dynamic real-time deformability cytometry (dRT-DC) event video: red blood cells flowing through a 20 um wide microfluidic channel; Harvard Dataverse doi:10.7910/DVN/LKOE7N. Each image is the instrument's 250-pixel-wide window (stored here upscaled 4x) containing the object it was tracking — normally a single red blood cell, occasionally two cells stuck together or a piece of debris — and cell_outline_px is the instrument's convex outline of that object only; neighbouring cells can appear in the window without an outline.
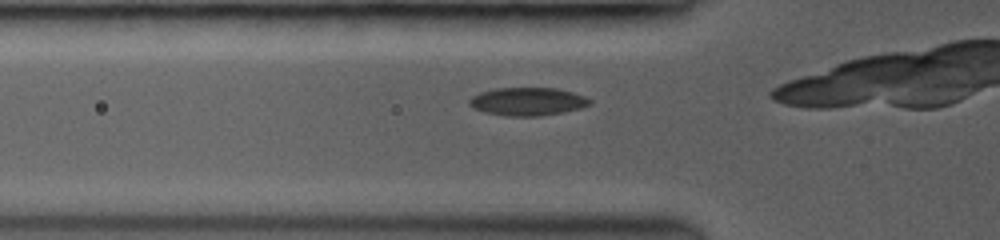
{"species": "common noctule bat (a hibernating species)", "species_latin": "Nyctalus noctula", "temperature_condition": "room temperature", "stored_images_in_passage": 17, "camera_frame_rate_fps": 3500, "um_per_image_px": 0.085, "animal": {"sex": "female", "body_mass_g": 19.0, "forearm_length_mm": 53.3}, "frame": {"image": 1, "passage_image": 6, "time_ms": 1.429, "image_size_px": [1000, 240], "cell_outline_px": [[592, 104], [580, 108], [560, 112], [536, 116], [508, 116], [484, 112], [468, 104], [468, 100], [472, 96], [480, 92], [496, 88], [556, 88], [572, 92], [592, 100]], "centroid_in_image_um": [44.82, 8.62], "position_along_channel_um": 81.0, "area_um2": 19.48}}
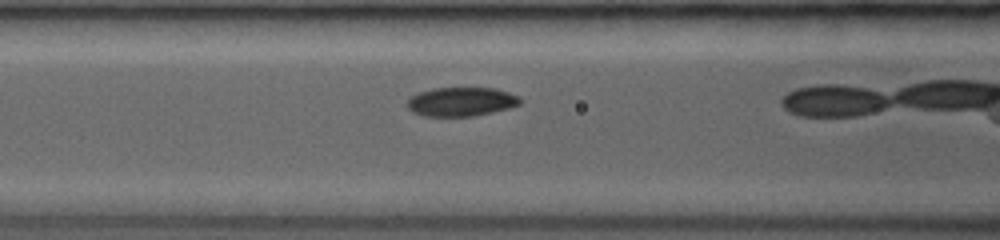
{"frame": {"image": 2, "passage_image": 10, "time_ms": 2.571, "image_size_px": [1000, 240], "cell_outline_px": [[520, 104], [508, 108], [472, 116], [424, 116], [412, 112], [408, 108], [408, 100], [412, 96], [420, 92], [432, 88], [492, 88], [508, 92], [516, 96], [520, 100]], "centroid_in_image_um": [39.16, 8.64], "position_along_channel_um": 127.4, "area_um2": 18.73}}